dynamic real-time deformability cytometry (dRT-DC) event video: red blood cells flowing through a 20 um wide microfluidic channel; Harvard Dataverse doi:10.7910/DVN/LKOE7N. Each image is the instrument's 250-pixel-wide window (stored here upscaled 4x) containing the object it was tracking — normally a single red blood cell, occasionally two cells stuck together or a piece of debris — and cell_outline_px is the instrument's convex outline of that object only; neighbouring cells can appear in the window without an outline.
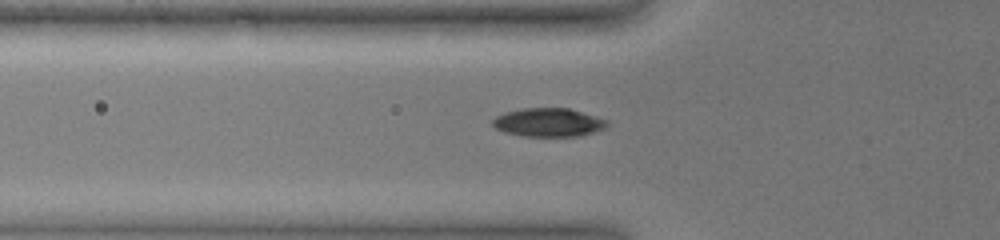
{"species": "common noctule bat (a hibernating species)", "species_latin": "Nyctalus noctula", "temperature_condition": "warm", "stored_images_in_passage": 34, "camera_frame_rate_fps": 3000, "um_per_image_px": 0.085, "animal": {"sex": "female", "body_mass_g": 19.0, "forearm_length_mm": 51.5}, "frame": {"image": 1, "passage_image": 3, "time_ms": 0.333, "image_size_px": [1000, 240], "cell_outline_px": [[608, 124], [604, 128], [580, 136], [524, 136], [504, 132], [496, 128], [492, 124], [492, 120], [496, 116], [504, 112], [524, 108], [568, 108], [608, 120]], "centroid_in_image_um": [46.59, 10.4], "position_along_channel_um": 79.2, "area_um2": 18.9}}
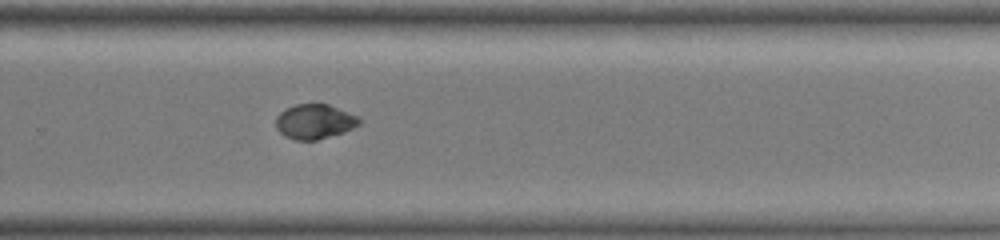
{"frame": {"image": 2, "passage_image": 20, "time_ms": 6.0, "image_size_px": [1000, 240], "cell_outline_px": [[364, 120], [360, 124], [344, 132], [316, 140], [296, 140], [284, 136], [276, 128], [276, 116], [284, 108], [296, 104], [328, 104], [360, 116]], "centroid_in_image_um": [26.76, 10.32], "position_along_channel_um": 303.0, "area_um2": 17.11}}
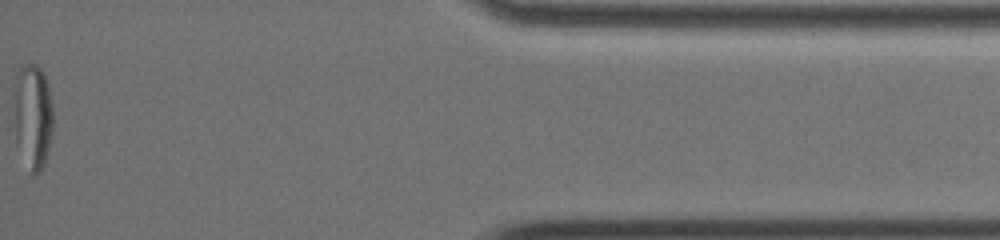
{"frame": {"image": 3, "passage_image": 34, "time_ms": 10.667, "image_size_px": [1000, 240], "cell_outline_px": [[52, 128], [48, 148], [44, 164], [32, 176], [16, 140], [16, 76], [20, 68], [24, 64], [36, 64], [44, 72], [48, 84], [52, 104]], "centroid_in_image_um": [2.82, 9.82], "position_along_channel_um": 432.4, "area_um2": 23.06}, "authors_computed_cell_mechanics": {"area_um2": 18.7272, "velocity_mm_per_s": 3.9542, "shape_relaxation_time_tau1_ms": 4.3566, "shape_relaxation_time_tau2_ms": 5.8067, "deformation_change_tau1": 0.1915, "deformation_change_tau2": 0.0378}}